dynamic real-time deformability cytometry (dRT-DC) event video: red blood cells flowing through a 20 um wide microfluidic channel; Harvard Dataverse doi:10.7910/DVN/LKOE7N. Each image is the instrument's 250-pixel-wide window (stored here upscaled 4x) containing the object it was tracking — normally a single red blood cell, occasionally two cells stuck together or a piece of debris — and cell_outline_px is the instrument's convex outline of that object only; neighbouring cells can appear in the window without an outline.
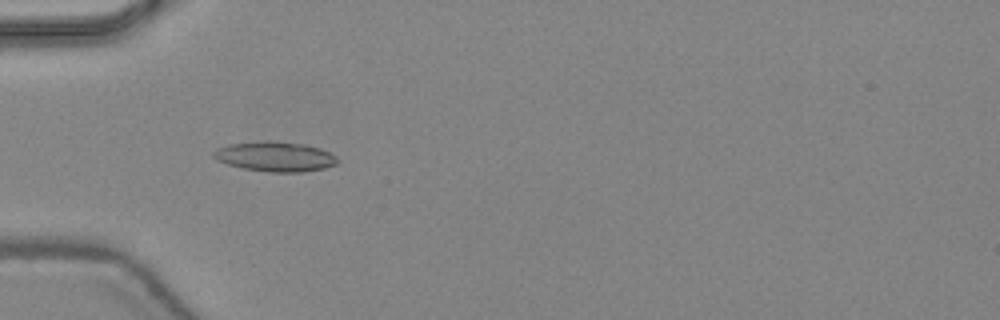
{"species": "common noctule bat (a hibernating species)", "species_latin": "Nyctalus noctula", "temperature_condition": "warm", "stored_images_in_passage": 47, "camera_frame_rate_fps": 3000, "um_per_image_px": 0.085, "animal": {"sex": "female", "body_mass_g": 24.6, "forearm_length_mm": 56.2}, "frame": {"image": 1, "passage_image": 16, "time_ms": 5.0, "image_size_px": [1000, 320], "cell_outline_px": [[336, 164], [324, 168], [300, 172], [272, 172], [244, 168], [228, 164], [216, 160], [212, 156], [212, 152], [216, 148], [228, 144], [268, 140], [304, 144], [320, 148], [336, 156]], "centroid_in_image_um": [23.34, 13.29], "position_along_channel_um": 61.7, "area_um2": 21.44}}
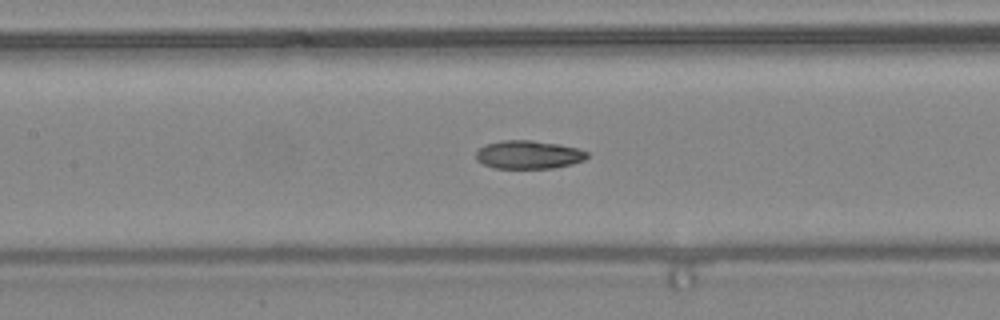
{"frame": {"image": 2, "passage_image": 23, "time_ms": 7.333, "image_size_px": [1000, 320], "cell_outline_px": [[588, 156], [584, 160], [572, 164], [556, 168], [492, 168], [476, 160], [476, 152], [484, 144], [500, 140], [532, 140], [560, 144], [576, 148], [588, 152]], "centroid_in_image_um": [44.91, 13.14], "position_along_channel_um": 162.5, "area_um2": 18.5}}
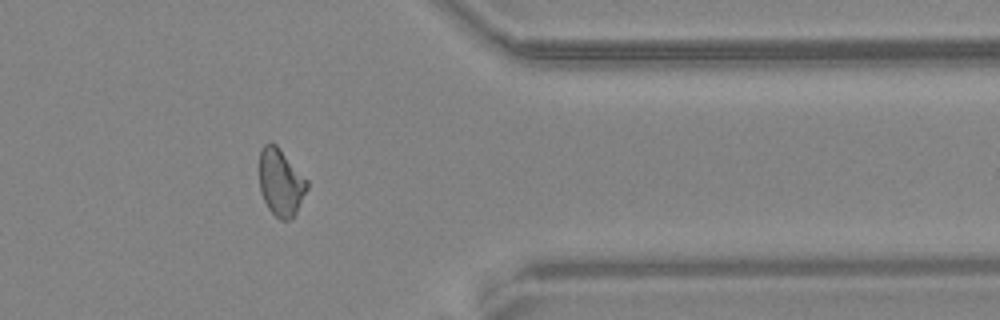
{"frame": {"image": 3, "passage_image": 39, "time_ms": 12.667, "image_size_px": [1000, 320], "cell_outline_px": [[308, 188], [292, 220], [280, 220], [268, 208], [260, 192], [260, 148], [268, 140], [272, 140], [280, 148], [308, 180]], "centroid_in_image_um": [23.86, 15.47], "position_along_channel_um": 387.5, "area_um2": 18.9}, "authors_computed_cell_mechanics": {"area_um2": 18.9584, "velocity_mm_per_s": 4.4663, "shape_relaxation_time_tau1_ms": null, "shape_relaxation_time_tau2_ms": 1.1724, "deformation_change_tau1": null, "deformation_change_tau2": 0.0711}}